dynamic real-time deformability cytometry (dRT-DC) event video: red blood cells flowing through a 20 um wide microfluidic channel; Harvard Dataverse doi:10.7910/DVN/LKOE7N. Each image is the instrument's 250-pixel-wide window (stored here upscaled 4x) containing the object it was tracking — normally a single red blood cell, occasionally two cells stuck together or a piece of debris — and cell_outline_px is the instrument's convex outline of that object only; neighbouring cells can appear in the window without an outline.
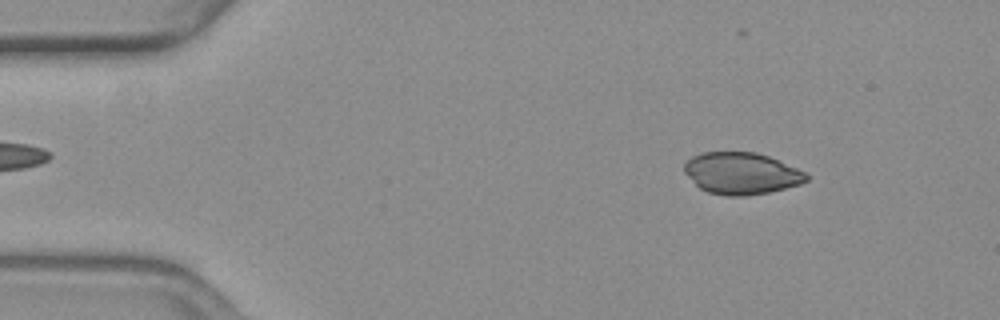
{"species": "common noctule bat (a hibernating species)", "species_latin": "Nyctalus noctula", "temperature_condition": "warm", "stored_images_in_passage": 54, "camera_frame_rate_fps": 3000, "um_per_image_px": 0.085, "animal": {"sex": "female", "body_mass_g": 19.3, "forearm_length_mm": 54.1}, "frame": {"image": 1, "passage_image": 6, "time_ms": 1.667, "image_size_px": [1000, 320], "cell_outline_px": [[808, 180], [800, 184], [768, 192], [744, 196], [724, 196], [708, 192], [700, 188], [684, 172], [684, 164], [692, 156], [704, 152], [756, 152], [768, 156], [796, 168], [804, 172], [808, 176]], "centroid_in_image_um": [63.0, 14.74], "position_along_channel_um": 22.0, "area_um2": 29.48}}
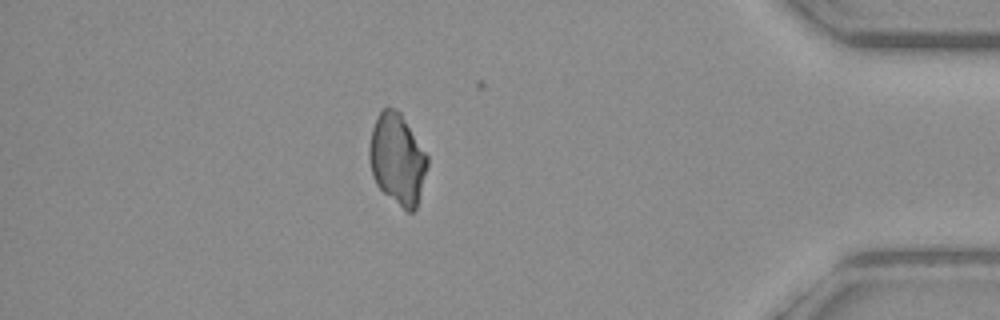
{"frame": {"image": 2, "passage_image": 47, "time_ms": 15.333, "image_size_px": [1000, 320], "cell_outline_px": [[428, 164], [416, 208], [412, 212], [408, 212], [384, 192], [376, 184], [372, 176], [368, 156], [368, 148], [372, 128], [376, 116], [384, 108], [392, 108], [400, 112], [428, 156]], "centroid_in_image_um": [33.75, 13.51], "position_along_channel_um": 401.5, "area_um2": 30.52}}